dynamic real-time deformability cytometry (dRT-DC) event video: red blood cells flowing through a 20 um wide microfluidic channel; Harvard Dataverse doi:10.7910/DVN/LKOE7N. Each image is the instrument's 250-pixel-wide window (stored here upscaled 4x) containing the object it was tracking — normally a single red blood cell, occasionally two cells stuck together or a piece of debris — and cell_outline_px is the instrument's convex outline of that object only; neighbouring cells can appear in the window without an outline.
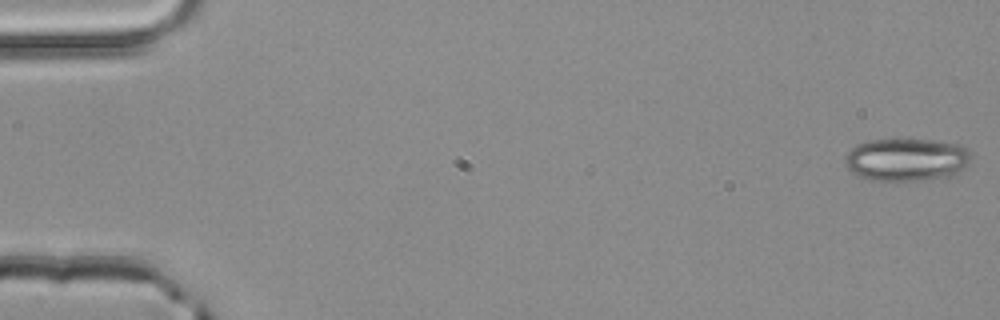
{"species": "common noctule bat (a hibernating species)", "species_latin": "Nyctalus noctula", "temperature_condition": "room temperature", "stored_images_in_passage": 14, "camera_frame_rate_fps": 3000, "um_per_image_px": 0.085, "animal": {"sex": "male", "body_mass_g": 20.4}, "frame": {"image": 1, "passage_image": 1, "time_ms": 0.0, "image_size_px": [1000, 320], "cell_outline_px": [[972, 156], [968, 164], [952, 176], [920, 180], [868, 180], [852, 172], [844, 164], [844, 156], [856, 144], [868, 140], [928, 140], [960, 144], [968, 148], [972, 152]], "centroid_in_image_um": [77.06, 13.56], "position_along_channel_um": 7.9, "area_um2": 31.5}}